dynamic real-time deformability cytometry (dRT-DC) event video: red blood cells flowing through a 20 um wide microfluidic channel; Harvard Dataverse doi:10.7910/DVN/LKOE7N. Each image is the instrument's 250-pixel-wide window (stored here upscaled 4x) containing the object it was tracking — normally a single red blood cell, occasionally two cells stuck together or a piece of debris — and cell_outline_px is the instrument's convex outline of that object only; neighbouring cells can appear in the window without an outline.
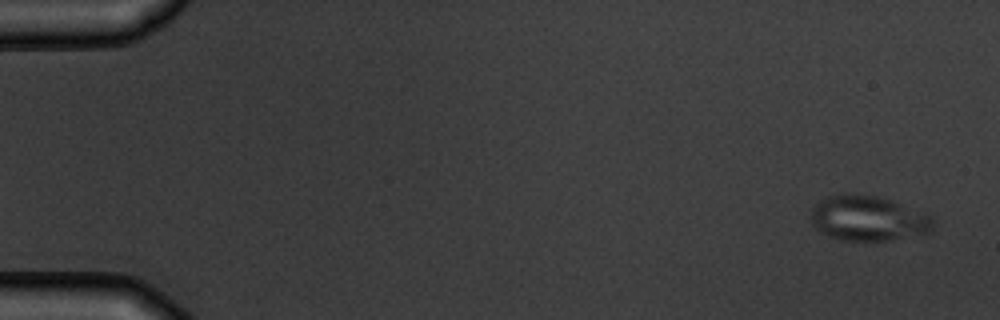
{"species": "common noctule bat (a hibernating species)", "species_latin": "Nyctalus noctula", "temperature_condition": "warm", "stored_images_in_passage": 4, "camera_frame_rate_fps": 3000, "um_per_image_px": 0.085, "animal": {"sex": "male", "body_mass_g": 19.5, "forearm_length_mm": 54.6}, "frame": {"image": 1, "passage_image": 1, "time_ms": 0.0, "image_size_px": [1000, 320], "cell_outline_px": [[932, 232], [888, 240], [840, 240], [828, 236], [820, 232], [812, 224], [812, 208], [820, 200], [828, 196], [844, 192], [852, 192], [880, 196], [892, 200], [932, 216]], "centroid_in_image_um": [73.76, 18.53], "position_along_channel_um": 11.2, "area_um2": 32.31}}